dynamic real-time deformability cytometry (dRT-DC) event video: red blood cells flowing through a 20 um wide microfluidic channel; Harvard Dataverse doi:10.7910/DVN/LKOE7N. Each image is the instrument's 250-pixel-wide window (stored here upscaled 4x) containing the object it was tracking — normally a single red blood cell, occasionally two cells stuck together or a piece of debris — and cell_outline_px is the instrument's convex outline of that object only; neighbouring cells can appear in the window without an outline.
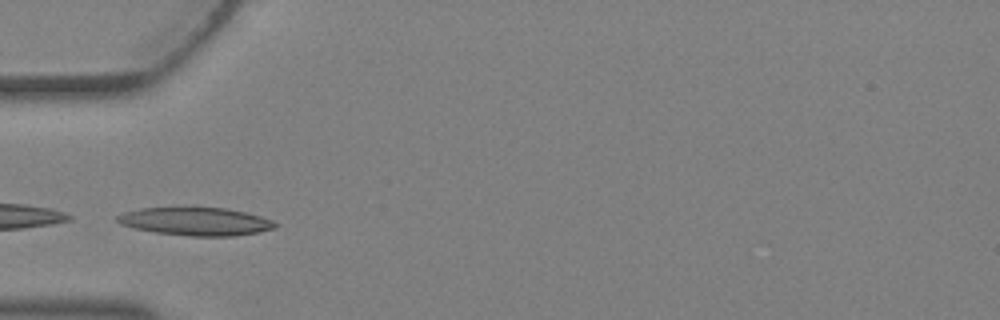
{"species": "Egyptian fruit bat (a non-hibernating species)", "species_latin": "Rousettus aegyptiacus", "temperature_condition": "warm", "stored_images_in_passage": 3, "camera_frame_rate_fps": 3000, "um_per_image_px": 0.085, "animal": {"sex": "female"}, "frame": {"image": 1, "passage_image": 3, "time_ms": 0.667, "image_size_px": [1000, 320], "cell_outline_px": [[276, 228], [236, 236], [188, 236], [156, 232], [136, 228], [120, 224], [116, 220], [116, 216], [124, 212], [140, 208], [228, 208], [260, 216], [272, 220], [276, 224]], "centroid_in_image_um": [16.63, 18.82], "position_along_channel_um": 68.4, "area_um2": 25.55}}